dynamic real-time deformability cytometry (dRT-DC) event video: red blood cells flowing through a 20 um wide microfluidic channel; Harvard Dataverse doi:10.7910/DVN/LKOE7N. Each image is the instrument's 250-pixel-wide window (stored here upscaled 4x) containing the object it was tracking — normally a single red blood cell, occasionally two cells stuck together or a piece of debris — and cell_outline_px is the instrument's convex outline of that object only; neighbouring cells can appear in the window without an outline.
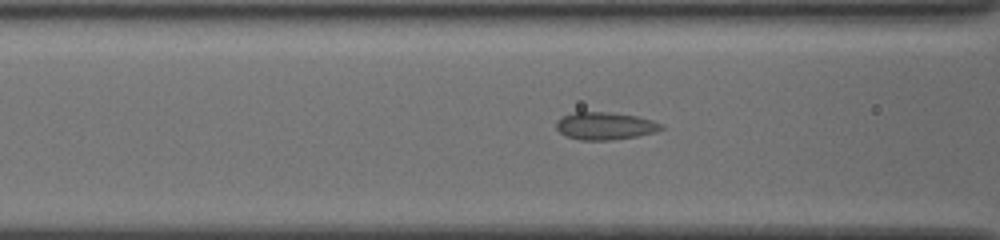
{"species": "common noctule bat (a hibernating species)", "species_latin": "Nyctalus noctula", "temperature_condition": "cold", "stored_images_in_passage": 15, "camera_frame_rate_fps": 3000, "um_per_image_px": 0.085, "animal": {"sex": "female", "body_mass_g": 19.5, "forearm_length_mm": 54.1}, "frame": {"image": 1, "passage_image": 9, "time_ms": 2.667, "image_size_px": [1000, 240], "cell_outline_px": [[664, 128], [656, 132], [636, 136], [612, 140], [580, 140], [568, 136], [560, 132], [556, 128], [556, 120], [572, 112], [608, 112], [636, 116], [652, 120], [664, 124]], "centroid_in_image_um": [51.45, 10.7], "position_along_channel_um": 115.2, "area_um2": 16.82}}
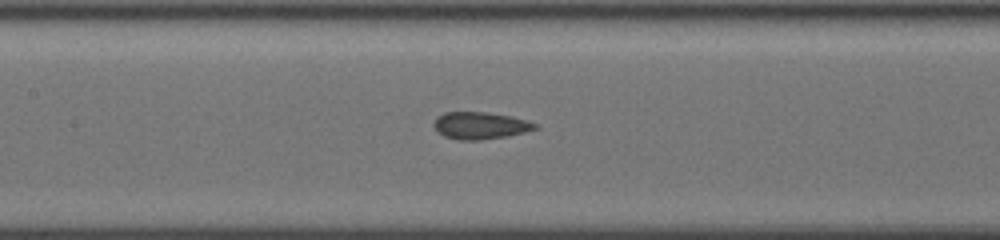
{"frame": {"image": 2, "passage_image": 13, "time_ms": 4.0, "image_size_px": [1000, 240], "cell_outline_px": [[536, 128], [524, 132], [508, 136], [480, 140], [460, 140], [444, 136], [432, 124], [436, 116], [444, 112], [484, 112], [512, 116], [528, 120], [536, 124]], "centroid_in_image_um": [40.8, 10.66], "position_along_channel_um": 166.6, "area_um2": 15.95}}